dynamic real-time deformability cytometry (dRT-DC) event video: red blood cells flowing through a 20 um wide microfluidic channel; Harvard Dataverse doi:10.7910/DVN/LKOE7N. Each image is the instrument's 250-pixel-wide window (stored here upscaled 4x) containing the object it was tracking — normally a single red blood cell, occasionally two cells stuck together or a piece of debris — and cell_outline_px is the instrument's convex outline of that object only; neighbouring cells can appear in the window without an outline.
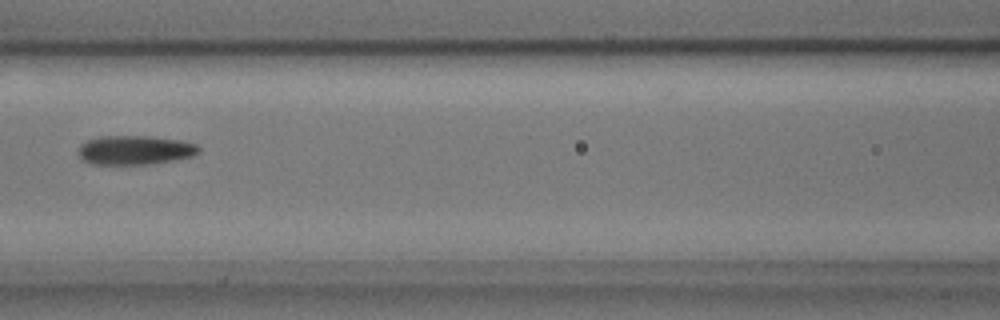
{"species": "common noctule bat (a hibernating species)", "species_latin": "Nyctalus noctula", "temperature_condition": "cold", "stored_images_in_passage": 7, "camera_frame_rate_fps": 3000, "um_per_image_px": 0.085, "animal": {"sex": "male", "body_mass_g": 17.9, "forearm_length_mm": 54.2}, "frame": {"image": 1, "passage_image": 7, "time_ms": 2.0, "image_size_px": [1000, 320], "cell_outline_px": [[200, 152], [192, 156], [172, 160], [148, 164], [92, 164], [84, 160], [80, 156], [80, 144], [88, 140], [100, 136], [148, 136], [180, 140], [196, 144], [200, 148]], "centroid_in_image_um": [11.49, 12.75], "position_along_channel_um": 155.1, "area_um2": 20.23}}